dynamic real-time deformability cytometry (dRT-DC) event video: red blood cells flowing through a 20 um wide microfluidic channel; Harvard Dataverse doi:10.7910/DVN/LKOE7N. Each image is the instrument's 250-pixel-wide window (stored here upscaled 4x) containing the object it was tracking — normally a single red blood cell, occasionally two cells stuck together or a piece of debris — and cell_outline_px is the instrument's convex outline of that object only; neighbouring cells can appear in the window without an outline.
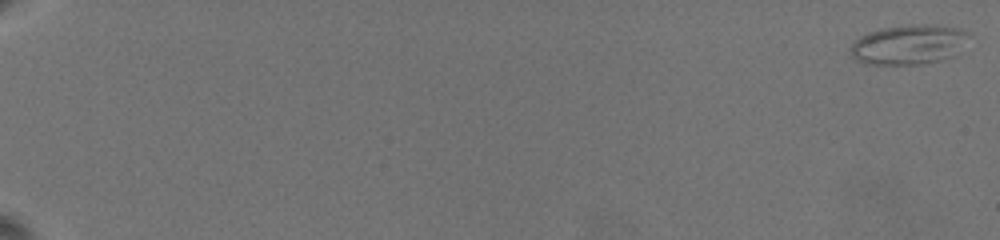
{"species": "common noctule bat (a hibernating species)", "species_latin": "Nyctalus noctula", "temperature_condition": "warm", "stored_images_in_passage": 35, "camera_frame_rate_fps": 3000, "um_per_image_px": 0.085, "animal": {"sex": "female", "body_mass_g": 19.5, "forearm_length_mm": 54.1}, "frame": {"image": 1, "passage_image": 1, "time_ms": 0.0, "image_size_px": [1000, 240], "cell_outline_px": [[968, 36], [952, 56], [940, 60], [920, 64], [864, 64], [856, 60], [852, 56], [852, 44], [860, 36], [868, 32], [884, 28], [924, 24], [932, 24], [960, 28], [968, 32]], "centroid_in_image_um": [77.21, 3.79], "position_along_channel_um": 7.8, "area_um2": 26.82}}
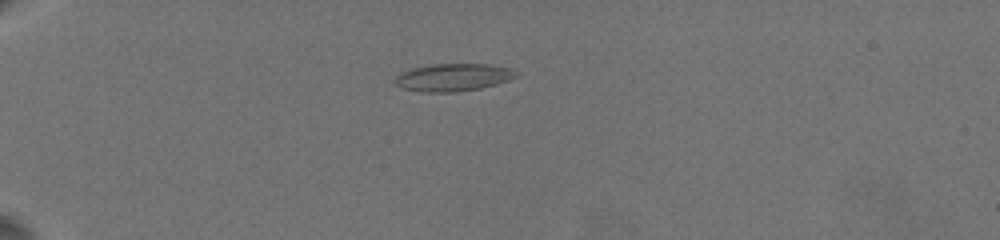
{"frame": {"image": 2, "passage_image": 30, "time_ms": 6.667, "image_size_px": [1000, 240], "cell_outline_px": [[520, 72], [516, 76], [508, 80], [496, 84], [480, 88], [452, 92], [424, 92], [404, 88], [396, 84], [392, 80], [396, 76], [412, 68], [428, 64], [492, 64], [512, 68]], "centroid_in_image_um": [38.55, 6.56], "position_along_channel_um": 46.4, "area_um2": 19.48}}